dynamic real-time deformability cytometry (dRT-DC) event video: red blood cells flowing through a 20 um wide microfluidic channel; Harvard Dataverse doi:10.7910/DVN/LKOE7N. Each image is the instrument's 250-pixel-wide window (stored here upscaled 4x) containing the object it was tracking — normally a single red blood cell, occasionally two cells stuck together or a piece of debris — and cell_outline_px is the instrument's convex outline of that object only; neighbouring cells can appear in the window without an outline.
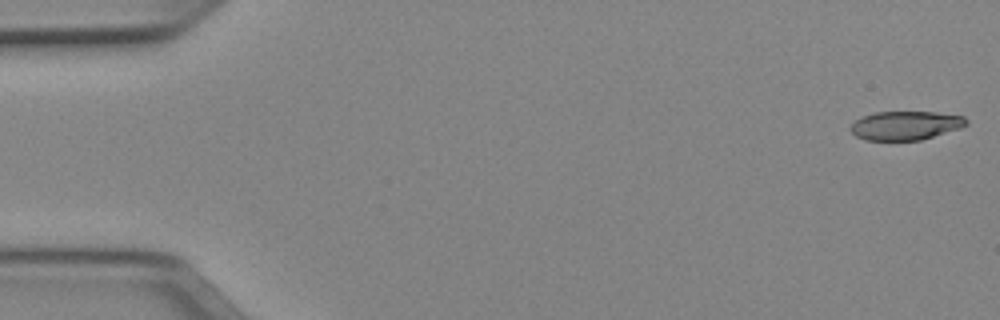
{"species": "Egyptian fruit bat (a non-hibernating species)", "species_latin": "Rousettus aegyptiacus", "temperature_condition": "cold", "stored_images_in_passage": 10, "camera_frame_rate_fps": 3000, "um_per_image_px": 0.085, "animal": {"sex": "female"}, "frame": {"image": 1, "passage_image": 1, "time_ms": 0.0, "image_size_px": [1000, 320], "cell_outline_px": [[968, 124], [960, 128], [920, 140], [864, 140], [856, 136], [848, 128], [856, 120], [864, 116], [876, 112], [936, 112], [964, 116], [968, 120]], "centroid_in_image_um": [76.97, 10.66], "position_along_channel_um": 8.0, "area_um2": 19.36}}